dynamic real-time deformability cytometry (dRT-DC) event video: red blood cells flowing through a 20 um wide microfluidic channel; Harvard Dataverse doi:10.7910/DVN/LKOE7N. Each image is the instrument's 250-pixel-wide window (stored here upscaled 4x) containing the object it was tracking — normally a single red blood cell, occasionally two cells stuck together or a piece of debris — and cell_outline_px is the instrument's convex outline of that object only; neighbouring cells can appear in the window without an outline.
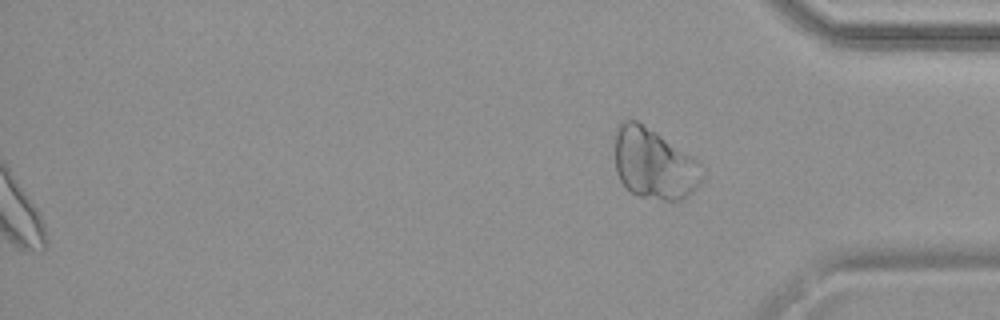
{"species": "common noctule bat (a hibernating species)", "species_latin": "Nyctalus noctula", "temperature_condition": "warm", "stored_images_in_passage": 50, "segment_of_instrument_passage": [2, 2], "camera_frame_rate_fps": 3000, "um_per_image_px": 0.085, "animal": {"sex": "female", "body_mass_g": 19.9}, "frame": {"image": 1, "passage_image": 50, "time_ms": 16.333, "image_size_px": [1000, 320], "cell_outline_px": [[700, 184], [692, 192], [680, 200], [664, 200], [640, 196], [632, 192], [620, 180], [616, 172], [616, 128], [624, 120], [636, 120], [656, 132], [696, 160], [700, 164]], "centroid_in_image_um": [55.56, 13.93], "position_along_channel_um": 379.6, "area_um2": 35.08}}